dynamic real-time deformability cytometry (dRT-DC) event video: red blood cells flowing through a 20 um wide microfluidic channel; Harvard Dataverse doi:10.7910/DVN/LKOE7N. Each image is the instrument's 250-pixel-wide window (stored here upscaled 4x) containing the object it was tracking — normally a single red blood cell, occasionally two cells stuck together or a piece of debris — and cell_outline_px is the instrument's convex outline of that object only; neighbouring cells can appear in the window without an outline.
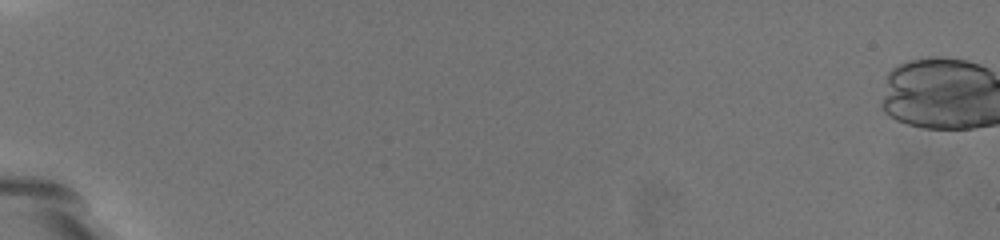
{"species": "common noctule bat (a hibernating species)", "species_latin": "Nyctalus noctula", "temperature_condition": "warm", "stored_images_in_passage": 3, "camera_frame_rate_fps": 3000, "um_per_image_px": 0.085, "animal": {"sex": "female", "body_mass_g": 19.5, "forearm_length_mm": 54.1}, "frame": {"image": 1, "passage_image": 1, "time_ms": 0.0, "image_size_px": [1000, 240], "cell_outline_px": [[268, 224], [256, 220], [204, 172], [200, 168], [188, 152], [180, 132], [196, 124], [204, 128], [244, 168], [260, 188], [268, 204]], "centroid_in_image_um": [19.18, 14.58], "position_along_channel_um": 65.8, "area_um2": 23.12}}